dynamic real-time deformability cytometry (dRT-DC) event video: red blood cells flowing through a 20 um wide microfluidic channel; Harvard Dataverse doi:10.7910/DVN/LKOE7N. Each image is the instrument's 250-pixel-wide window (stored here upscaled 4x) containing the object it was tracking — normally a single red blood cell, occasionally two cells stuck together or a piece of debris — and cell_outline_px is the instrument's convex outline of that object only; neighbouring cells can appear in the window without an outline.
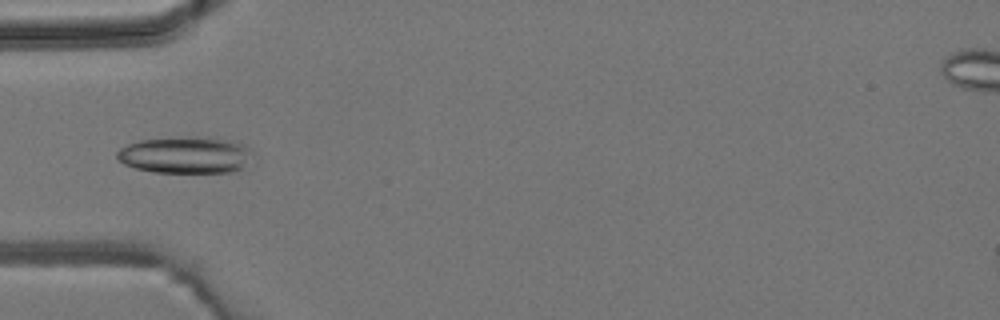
{"species": "common noctule bat (a hibernating species)", "species_latin": "Nyctalus noctula", "temperature_condition": "room temperature", "stored_images_in_passage": 4, "camera_frame_rate_fps": 3000, "um_per_image_px": 0.085, "animal": {"sex": "male", "body_mass_g": 19.2, "forearm_length_mm": 51.8}, "frame": {"image": 1, "passage_image": 4, "time_ms": 4.0, "image_size_px": [1000, 320], "cell_outline_px": [[256, 156], [240, 168], [232, 172], [152, 172], [136, 168], [124, 164], [116, 156], [116, 152], [120, 148], [128, 144], [140, 140], [192, 136], [216, 136], [236, 140], [244, 144]], "centroid_in_image_um": [15.84, 13.14], "position_along_channel_um": 69.2, "area_um2": 29.59}}